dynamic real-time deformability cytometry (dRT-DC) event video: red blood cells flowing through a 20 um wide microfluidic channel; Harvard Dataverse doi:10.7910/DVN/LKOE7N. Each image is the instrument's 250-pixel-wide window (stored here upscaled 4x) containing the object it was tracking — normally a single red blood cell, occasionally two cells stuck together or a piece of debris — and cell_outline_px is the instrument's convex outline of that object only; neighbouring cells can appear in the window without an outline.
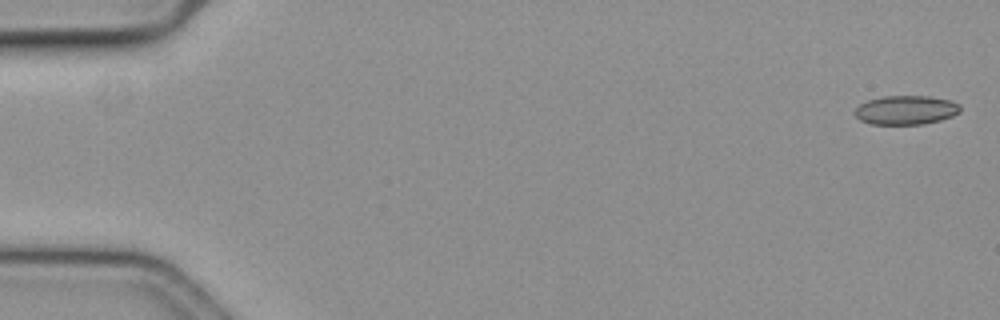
{"species": "common noctule bat (a hibernating species)", "species_latin": "Nyctalus noctula", "temperature_condition": "cold", "stored_images_in_passage": 59, "camera_frame_rate_fps": 3000, "um_per_image_px": 0.085, "animal": {"sex": "female", "body_mass_g": 19.3, "forearm_length_mm": 54.1}, "frame": {"image": 1, "passage_image": 1, "time_ms": 0.0, "image_size_px": [1000, 320], "cell_outline_px": [[960, 112], [952, 116], [940, 120], [924, 124], [872, 124], [860, 120], [852, 112], [860, 104], [868, 100], [884, 96], [928, 96], [952, 100], [960, 104]], "centroid_in_image_um": [77.01, 9.35], "position_along_channel_um": 8.0, "area_um2": 17.92}}
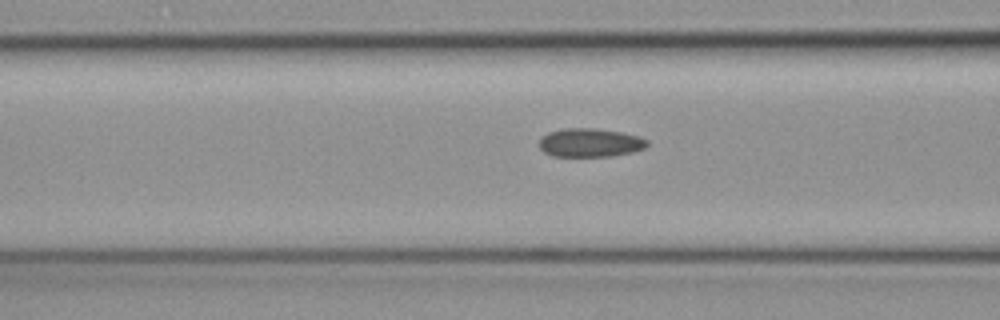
{"frame": {"image": 2, "passage_image": 23, "time_ms": 7.333, "image_size_px": [1000, 320], "cell_outline_px": [[648, 144], [644, 148], [632, 152], [612, 156], [552, 156], [544, 152], [540, 148], [540, 140], [548, 132], [560, 128], [592, 128], [620, 132], [640, 136], [648, 140]], "centroid_in_image_um": [50.16, 12.12], "position_along_channel_um": 116.4, "area_um2": 17.98}}
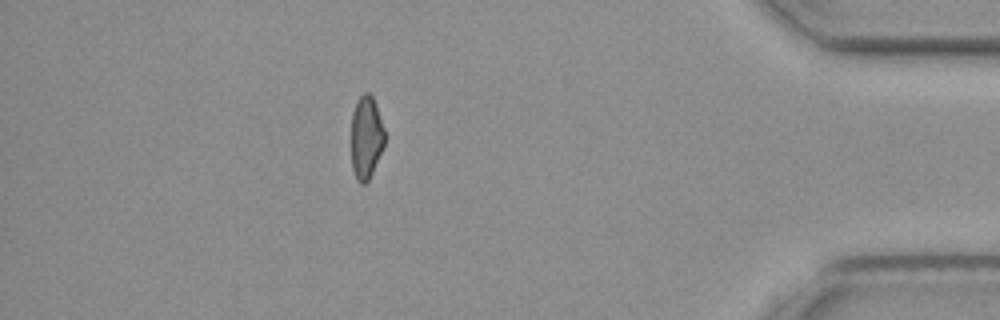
{"frame": {"image": 3, "passage_image": 51, "time_ms": 16.667, "image_size_px": [1000, 320], "cell_outline_px": [[384, 144], [372, 172], [368, 180], [364, 184], [360, 184], [356, 180], [352, 168], [352, 112], [356, 100], [364, 92], [368, 92], [372, 96], [376, 104], [384, 128]], "centroid_in_image_um": [31.11, 11.65], "position_along_channel_um": 404.1, "area_um2": 16.07}, "authors_computed_cell_mechanics": {"area_um2": 17.8602, "velocity_mm_per_s": 3.5849, "shape_relaxation_time_tau1_ms": null, "shape_relaxation_time_tau2_ms": 7.3774, "deformation_change_tau1": null, "deformation_change_tau2": 0.1143}}